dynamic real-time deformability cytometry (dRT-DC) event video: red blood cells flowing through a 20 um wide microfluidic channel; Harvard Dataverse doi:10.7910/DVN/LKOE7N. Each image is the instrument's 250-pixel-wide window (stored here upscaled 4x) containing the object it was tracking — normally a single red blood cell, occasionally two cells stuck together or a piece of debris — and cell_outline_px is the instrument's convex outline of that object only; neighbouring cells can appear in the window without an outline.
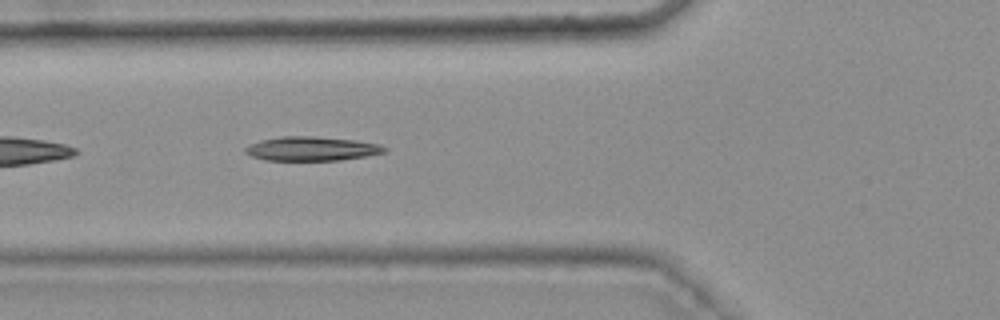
{"species": "common noctule bat (a hibernating species)", "species_latin": "Nyctalus noctula", "temperature_condition": "warm", "stored_images_in_passage": 29, "camera_frame_rate_fps": 3000, "um_per_image_px": 0.085, "animal": {"sex": "female", "body_mass_g": 25.1}, "frame": {"image": 1, "passage_image": 5, "time_ms": 1.333, "image_size_px": [1000, 320], "cell_outline_px": [[388, 152], [368, 156], [340, 160], [264, 160], [252, 156], [244, 152], [244, 148], [260, 140], [284, 136], [312, 136], [352, 140], [376, 144], [388, 148]], "centroid_in_image_um": [26.5, 12.65], "position_along_channel_um": 99.3, "area_um2": 19.42}}
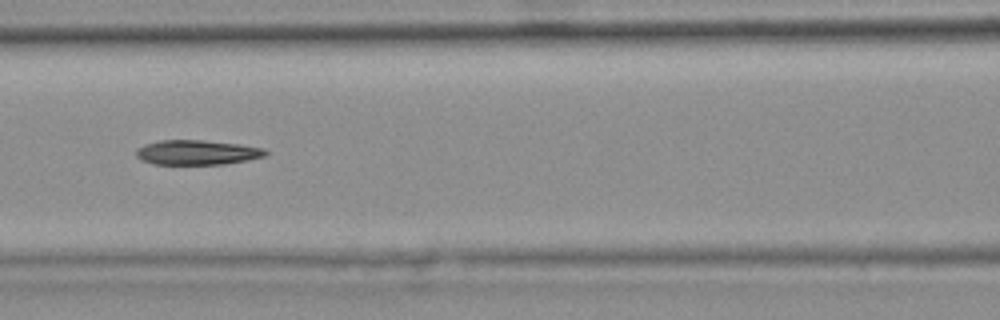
{"frame": {"image": 2, "passage_image": 9, "time_ms": 2.667, "image_size_px": [1000, 320], "cell_outline_px": [[268, 152], [264, 156], [248, 160], [224, 164], [152, 164], [140, 160], [136, 156], [136, 148], [144, 144], [160, 140], [200, 140], [240, 144], [264, 148]], "centroid_in_image_um": [16.71, 12.95], "position_along_channel_um": 149.9, "area_um2": 18.73}}